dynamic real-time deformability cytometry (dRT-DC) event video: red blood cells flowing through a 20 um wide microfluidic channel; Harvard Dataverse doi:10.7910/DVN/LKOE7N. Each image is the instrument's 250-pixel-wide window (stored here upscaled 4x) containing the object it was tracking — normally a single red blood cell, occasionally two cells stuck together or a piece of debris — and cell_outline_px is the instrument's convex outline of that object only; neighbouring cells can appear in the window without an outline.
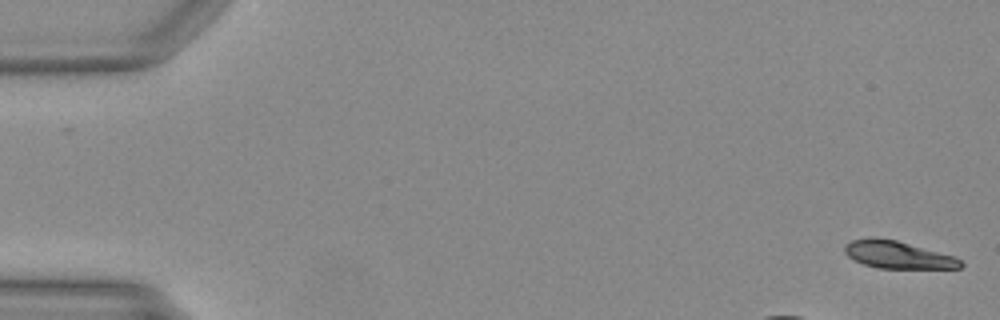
{"species": "Egyptian fruit bat (a non-hibernating species)", "species_latin": "Rousettus aegyptiacus", "temperature_condition": "warm", "stored_images_in_passage": 11, "camera_frame_rate_fps": 3000, "um_per_image_px": 0.085, "animal": {"sex": "female"}, "frame": {"image": 1, "passage_image": 1, "time_ms": 0.0, "image_size_px": [1000, 320], "cell_outline_px": [[964, 264], [960, 268], [880, 268], [864, 264], [848, 256], [844, 252], [844, 244], [852, 240], [872, 236], [876, 236], [896, 240], [956, 256]], "centroid_in_image_um": [76.31, 21.64], "position_along_channel_um": 8.7, "area_um2": 18.61}}